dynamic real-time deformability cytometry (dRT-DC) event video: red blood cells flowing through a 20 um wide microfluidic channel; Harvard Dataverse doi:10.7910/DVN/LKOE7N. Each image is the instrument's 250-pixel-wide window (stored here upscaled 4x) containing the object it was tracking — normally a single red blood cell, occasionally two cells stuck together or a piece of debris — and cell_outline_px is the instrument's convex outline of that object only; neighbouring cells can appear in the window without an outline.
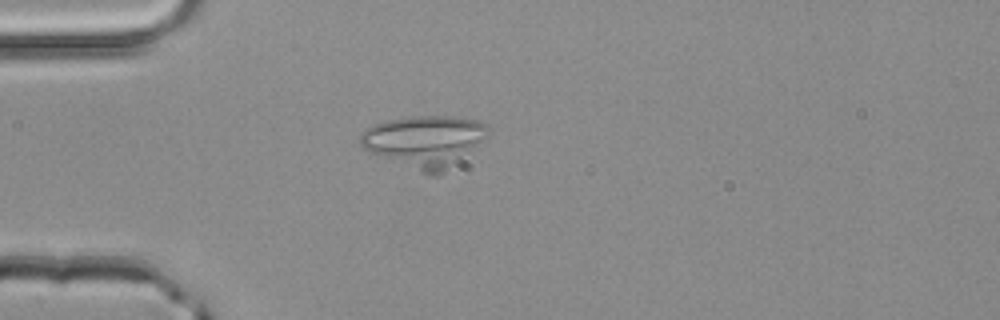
{"species": "common noctule bat (a hibernating species)", "species_latin": "Nyctalus noctula", "temperature_condition": "room temperature", "stored_images_in_passage": 29, "camera_frame_rate_fps": 3000, "um_per_image_px": 0.085, "animal": {"sex": "male", "body_mass_g": 20.4}, "frame": {"image": 1, "passage_image": 20, "time_ms": 6.333, "image_size_px": [1000, 320], "cell_outline_px": [[492, 128], [488, 136], [444, 172], [436, 176], [432, 176], [368, 152], [360, 144], [360, 132], [364, 128], [372, 124], [384, 120], [408, 116], [460, 116], [476, 120], [488, 124]], "centroid_in_image_um": [36.07, 11.97], "position_along_channel_um": 48.9, "area_um2": 38.78}}